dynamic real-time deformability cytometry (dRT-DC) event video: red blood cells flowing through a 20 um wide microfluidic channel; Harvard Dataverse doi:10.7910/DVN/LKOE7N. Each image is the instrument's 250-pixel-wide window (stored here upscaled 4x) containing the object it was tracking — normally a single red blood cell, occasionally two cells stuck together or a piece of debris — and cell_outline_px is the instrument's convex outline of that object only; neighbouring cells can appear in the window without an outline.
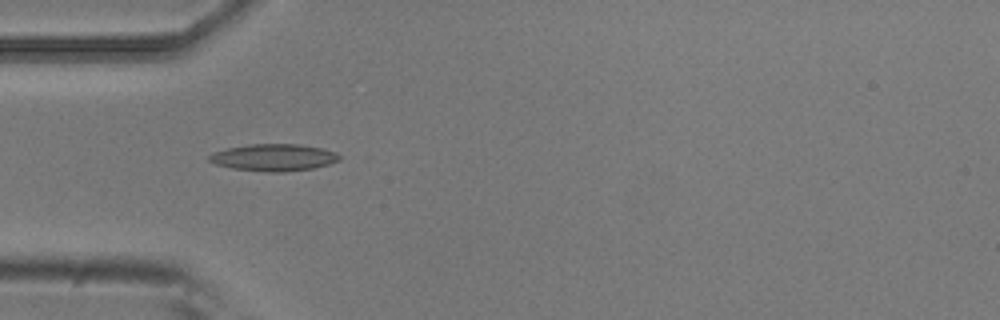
{"species": "common noctule bat (a hibernating species)", "species_latin": "Nyctalus noctula", "temperature_condition": "room temperature", "stored_images_in_passage": 8, "camera_frame_rate_fps": 3000, "um_per_image_px": 0.085, "animal": {"sex": "male", "body_mass_g": 20.5, "forearm_length_mm": 52.5}, "frame": {"image": 1, "passage_image": 4, "time_ms": 1.0, "image_size_px": [1000, 320], "cell_outline_px": [[340, 160], [328, 164], [312, 168], [284, 172], [268, 172], [232, 168], [216, 164], [208, 160], [208, 156], [212, 152], [228, 148], [248, 144], [300, 144], [324, 148], [336, 152], [340, 156]], "centroid_in_image_um": [23.27, 13.37], "position_along_channel_um": 61.7, "area_um2": 20.52}}
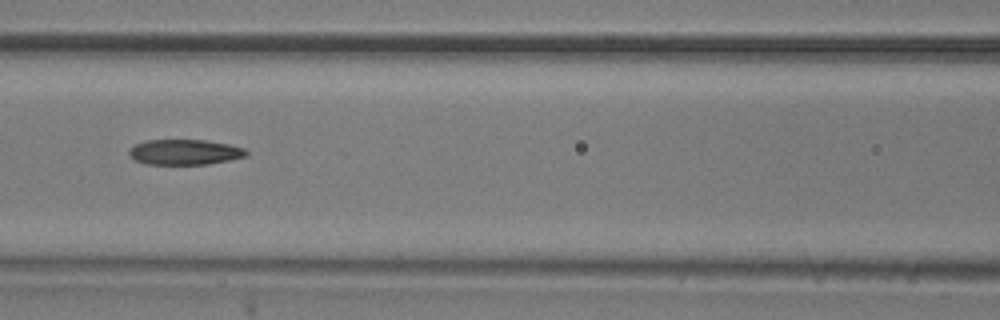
{"frame": {"image": 2, "passage_image": 6, "time_ms": 1.667, "image_size_px": [1000, 320], "cell_outline_px": [[248, 156], [208, 164], [148, 164], [136, 160], [128, 152], [136, 144], [144, 140], [204, 140], [228, 144], [244, 148], [248, 152]], "centroid_in_image_um": [15.73, 12.92], "position_along_channel_um": 150.9, "area_um2": 17.11}}
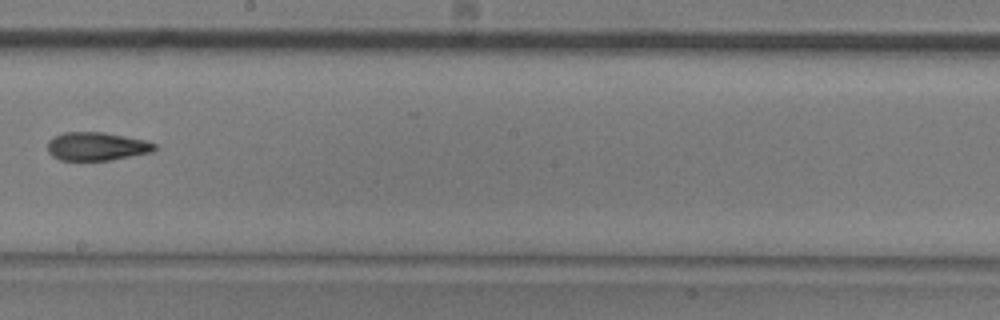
{"frame": {"image": 3, "passage_image": 8, "time_ms": 2.333, "image_size_px": [1000, 320], "cell_outline_px": [[156, 148], [152, 152], [112, 160], [60, 160], [52, 156], [48, 152], [48, 140], [64, 132], [104, 132], [144, 140], [156, 144]], "centroid_in_image_um": [8.21, 12.44], "position_along_channel_um": 240.0, "area_um2": 17.63}}